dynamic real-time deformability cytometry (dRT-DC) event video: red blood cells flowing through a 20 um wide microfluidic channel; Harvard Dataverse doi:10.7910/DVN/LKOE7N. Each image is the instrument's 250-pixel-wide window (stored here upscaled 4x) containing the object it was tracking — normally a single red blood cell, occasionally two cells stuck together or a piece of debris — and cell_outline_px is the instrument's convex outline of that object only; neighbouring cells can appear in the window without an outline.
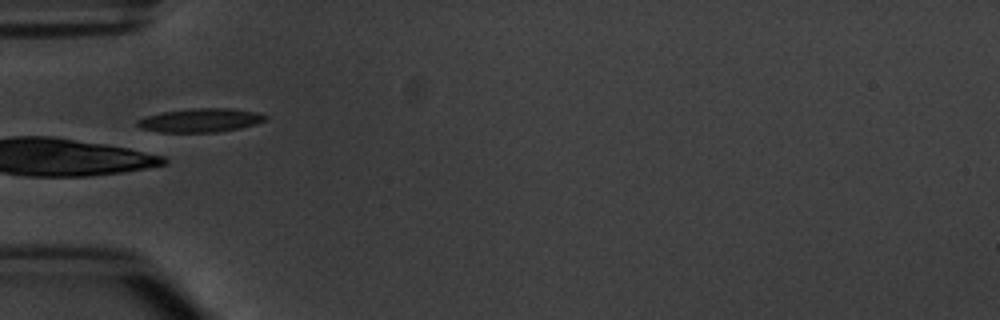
{"species": "common noctule bat (a hibernating species)", "species_latin": "Nyctalus noctula", "temperature_condition": "warm", "stored_images_in_passage": 7, "camera_frame_rate_fps": 3000, "um_per_image_px": 0.085, "animal": {"sex": "male", "body_mass_g": 20.1, "forearm_length_mm": 53.5}, "frame": {"image": 1, "passage_image": 6, "time_ms": 5.667, "image_size_px": [1000, 320], "cell_outline_px": [[268, 120], [256, 124], [240, 128], [220, 132], [160, 132], [140, 128], [136, 124], [136, 120], [160, 112], [192, 108], [232, 108], [256, 112], [268, 116]], "centroid_in_image_um": [17.06, 10.22], "position_along_channel_um": 67.9, "area_um2": 17.86}}